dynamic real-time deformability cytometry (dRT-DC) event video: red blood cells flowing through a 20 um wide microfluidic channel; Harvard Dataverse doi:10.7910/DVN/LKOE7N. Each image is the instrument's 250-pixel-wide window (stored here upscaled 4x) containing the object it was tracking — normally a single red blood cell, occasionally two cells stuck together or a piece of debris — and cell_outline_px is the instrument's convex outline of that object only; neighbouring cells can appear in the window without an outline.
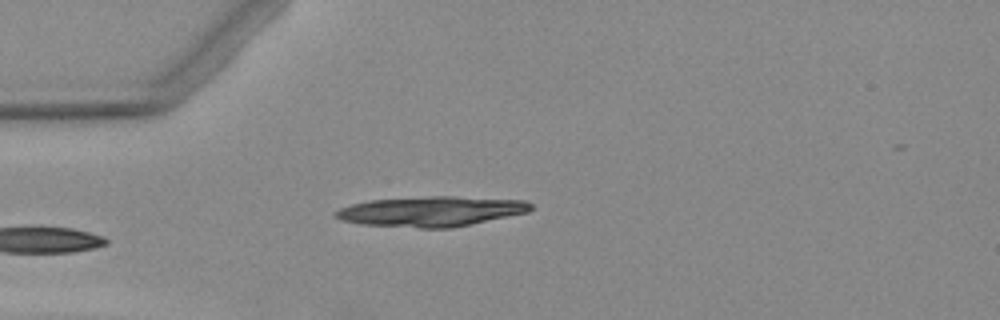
{"species": "Egyptian fruit bat (a non-hibernating species)", "species_latin": "Rousettus aegyptiacus", "temperature_condition": "warm", "stored_images_in_passage": 2, "camera_frame_rate_fps": 3000, "um_per_image_px": 0.085, "animal": {"sex": "female"}, "frame": {"image": 1, "passage_image": 1, "time_ms": 0.0, "image_size_px": [1000, 320], "cell_outline_px": [[532, 208], [528, 212], [452, 228], [420, 228], [360, 224], [344, 220], [336, 216], [332, 212], [340, 208], [352, 204], [368, 200], [432, 196], [452, 196], [524, 200], [532, 204]], "centroid_in_image_um": [36.65, 17.96], "position_along_channel_um": 48.4, "area_um2": 34.1}}